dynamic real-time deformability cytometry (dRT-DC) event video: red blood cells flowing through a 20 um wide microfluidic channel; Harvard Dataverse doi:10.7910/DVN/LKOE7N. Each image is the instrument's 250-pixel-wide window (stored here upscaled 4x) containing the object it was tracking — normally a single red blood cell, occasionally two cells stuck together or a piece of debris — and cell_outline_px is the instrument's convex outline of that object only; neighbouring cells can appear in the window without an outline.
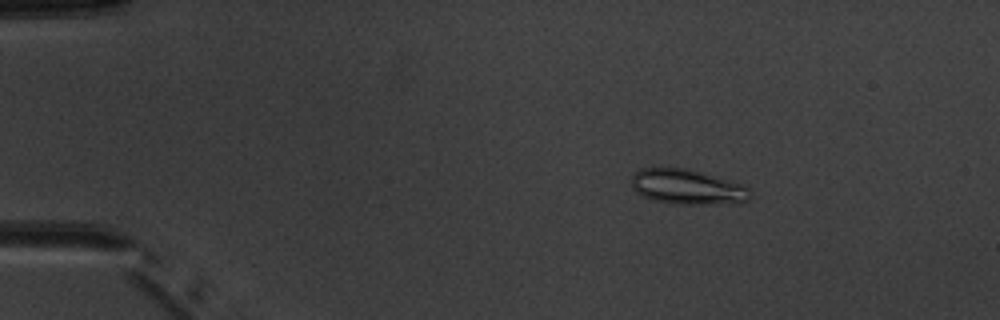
{"species": "common noctule bat (a hibernating species)", "species_latin": "Nyctalus noctula", "temperature_condition": "warm", "stored_images_in_passage": 5, "camera_frame_rate_fps": 3000, "um_per_image_px": 0.085, "animal": {"sex": "male", "body_mass_g": 20.1, "forearm_length_mm": 53.5}, "frame": {"image": 1, "passage_image": 3, "time_ms": 2.333, "image_size_px": [1000, 320], "cell_outline_px": [[752, 196], [748, 200], [740, 204], [676, 204], [656, 200], [644, 196], [636, 192], [632, 188], [632, 176], [640, 168], [688, 168], [748, 184], [752, 192]], "centroid_in_image_um": [58.56, 15.89], "position_along_channel_um": 26.4, "area_um2": 24.85}}